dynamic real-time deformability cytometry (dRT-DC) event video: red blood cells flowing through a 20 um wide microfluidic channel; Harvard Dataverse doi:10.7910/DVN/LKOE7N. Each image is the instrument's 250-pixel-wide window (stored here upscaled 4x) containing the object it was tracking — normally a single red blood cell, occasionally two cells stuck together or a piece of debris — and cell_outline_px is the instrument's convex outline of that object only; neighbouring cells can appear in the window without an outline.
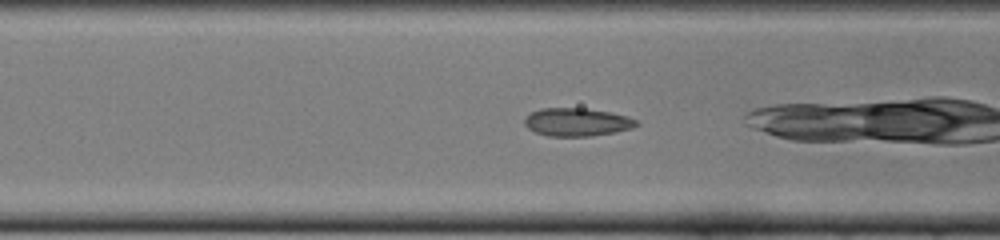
{"species": "common noctule bat (a hibernating species)", "species_latin": "Nyctalus noctula", "temperature_condition": "cold", "stored_images_in_passage": 6, "camera_frame_rate_fps": 3000, "um_per_image_px": 0.085, "animal": {"sex": "female", "body_mass_g": 22.0, "forearm_length_mm": 56.7}, "frame": {"image": 1, "passage_image": 4, "time_ms": 1.0, "image_size_px": [1000, 240], "cell_outline_px": [[640, 124], [632, 128], [616, 132], [588, 136], [548, 136], [536, 132], [528, 128], [524, 124], [524, 116], [540, 108], [584, 108], [608, 112], [628, 116], [636, 120]], "centroid_in_image_um": [49.03, 10.37], "position_along_channel_um": 117.6, "area_um2": 18.32}}